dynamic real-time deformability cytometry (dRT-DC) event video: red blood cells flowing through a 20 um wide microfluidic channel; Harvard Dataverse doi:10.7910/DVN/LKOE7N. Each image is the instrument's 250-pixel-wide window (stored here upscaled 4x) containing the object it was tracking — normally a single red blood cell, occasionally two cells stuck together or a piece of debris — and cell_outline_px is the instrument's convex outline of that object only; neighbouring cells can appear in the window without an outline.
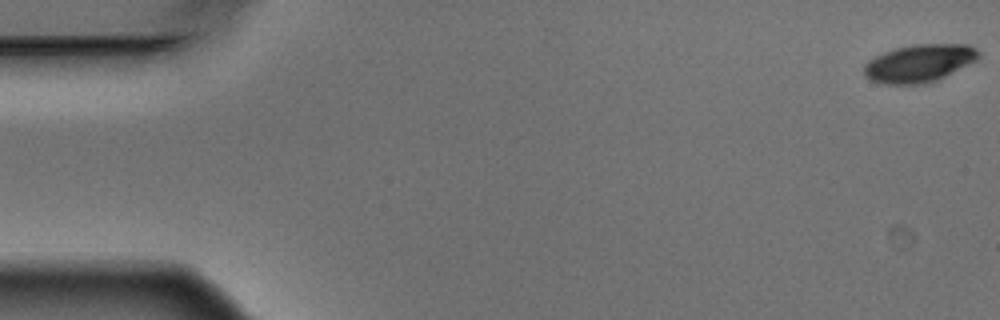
{"species": "Egyptian fruit bat (a non-hibernating species)", "species_latin": "Rousettus aegyptiacus", "temperature_condition": "warm", "stored_images_in_passage": 4, "camera_frame_rate_fps": 3000, "um_per_image_px": 0.085, "animal": {"sex": "male"}, "frame": {"image": 1, "passage_image": 1, "time_ms": 0.0, "image_size_px": [1000, 320], "cell_outline_px": [[980, 56], [976, 60], [936, 80], [916, 84], [884, 84], [872, 80], [864, 76], [864, 64], [868, 60], [884, 52], [896, 48], [916, 44], [968, 44], [976, 48], [980, 52]], "centroid_in_image_um": [78.12, 5.36], "position_along_channel_um": 6.9, "area_um2": 24.91}}